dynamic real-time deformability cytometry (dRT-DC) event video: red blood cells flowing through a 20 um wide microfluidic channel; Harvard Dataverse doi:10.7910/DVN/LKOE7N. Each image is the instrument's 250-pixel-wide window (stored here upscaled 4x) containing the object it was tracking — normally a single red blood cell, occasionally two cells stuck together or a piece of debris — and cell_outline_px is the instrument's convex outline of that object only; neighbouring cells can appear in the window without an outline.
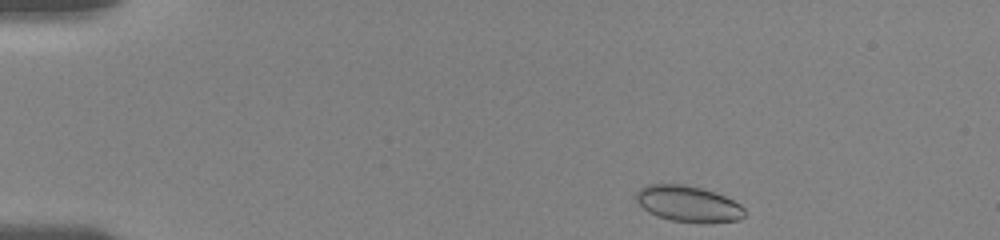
{"species": "human", "species_latin": "Homo sapiens", "temperature_condition": "room temperature", "stored_images_in_passage": 39, "camera_frame_rate_fps": 3000, "um_per_image_px": 0.085, "donor": {"sex": "female"}, "frame": {"image": 1, "passage_image": 1, "time_ms": 0.0, "image_size_px": [1000, 240], "cell_outline_px": [[744, 216], [736, 220], [704, 224], [700, 224], [672, 220], [648, 212], [636, 200], [636, 192], [640, 188], [648, 184], [684, 184], [700, 188], [724, 196], [740, 204], [744, 208]], "centroid_in_image_um": [58.49, 17.33], "position_along_channel_um": 26.5, "area_um2": 22.66}}
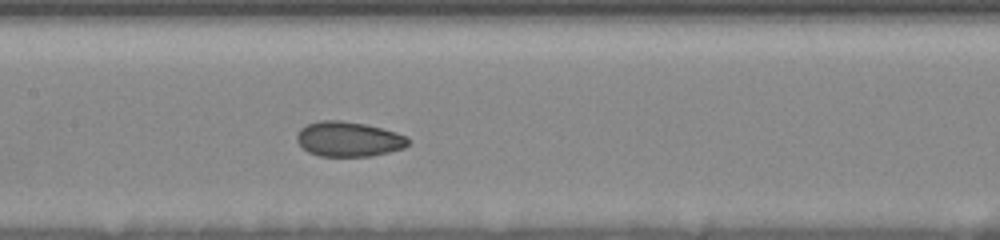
{"frame": {"image": 2, "passage_image": 23, "time_ms": 6.333, "image_size_px": [1000, 240], "cell_outline_px": [[408, 144], [404, 148], [372, 156], [320, 156], [308, 152], [296, 140], [296, 136], [300, 128], [308, 124], [320, 120], [340, 120], [364, 124], [396, 132], [408, 136]], "centroid_in_image_um": [29.62, 11.82], "position_along_channel_um": 177.8, "area_um2": 22.6}}
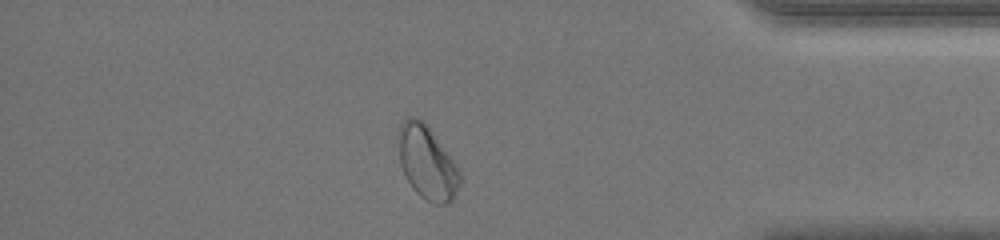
{"frame": {"image": 3, "passage_image": 35, "time_ms": 13.0, "image_size_px": [1000, 240], "cell_outline_px": [[464, 180], [452, 200], [448, 204], [432, 204], [424, 200], [412, 188], [400, 164], [396, 136], [400, 124], [408, 116], [416, 116], [428, 128], [460, 168]], "centroid_in_image_um": [36.31, 13.86], "position_along_channel_um": 398.9, "area_um2": 26.76}, "authors_computed_cell_mechanics": {"area_um2": 23.409, "velocity_mm_per_s": 3.7032, "shape_relaxation_time_tau1_ms": null, "shape_relaxation_time_tau2_ms": 1.5367, "deformation_change_tau1": null, "deformation_change_tau2": 0.0548}}